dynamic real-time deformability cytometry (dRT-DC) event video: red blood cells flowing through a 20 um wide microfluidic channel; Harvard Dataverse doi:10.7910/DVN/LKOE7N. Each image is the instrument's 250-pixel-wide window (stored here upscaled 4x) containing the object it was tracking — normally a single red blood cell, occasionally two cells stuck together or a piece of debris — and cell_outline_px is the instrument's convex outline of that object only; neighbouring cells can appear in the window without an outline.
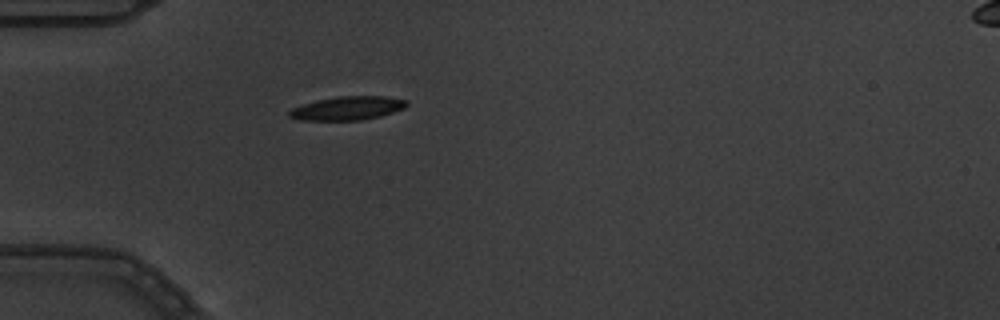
{"species": "common noctule bat (a hibernating species)", "species_latin": "Nyctalus noctula", "temperature_condition": "warm", "stored_images_in_passage": 1, "camera_frame_rate_fps": 3000, "um_per_image_px": 0.085, "animal": {"sex": "male", "body_mass_g": 19.5, "forearm_length_mm": 54.6}, "frame": {"image": 1, "passage_image": 1, "time_ms": 0.0, "image_size_px": [1000, 320], "cell_outline_px": [[408, 104], [404, 108], [380, 116], [360, 120], [300, 120], [288, 116], [288, 112], [292, 108], [304, 104], [320, 100], [340, 96], [384, 96], [408, 100]], "centroid_in_image_um": [29.56, 9.2], "position_along_channel_um": 55.4, "area_um2": 15.95}}